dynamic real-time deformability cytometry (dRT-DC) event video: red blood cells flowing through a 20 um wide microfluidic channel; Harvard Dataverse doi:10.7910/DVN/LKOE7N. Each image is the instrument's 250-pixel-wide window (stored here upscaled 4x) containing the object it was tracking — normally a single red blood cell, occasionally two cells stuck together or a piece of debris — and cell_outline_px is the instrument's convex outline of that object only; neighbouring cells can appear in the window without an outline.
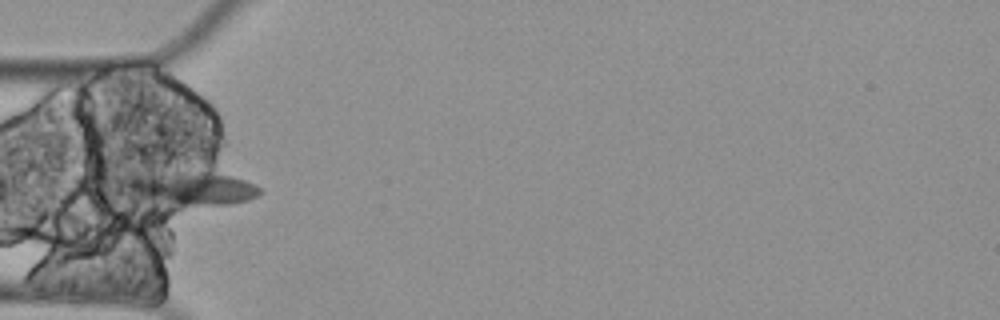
{"species": "Egyptian fruit bat (a non-hibernating species)", "species_latin": "Rousettus aegyptiacus", "temperature_condition": "cold", "stored_images_in_passage": 1, "camera_frame_rate_fps": 3000, "um_per_image_px": 0.085, "animal": {"sex": "female"}, "frame": {"image": 1, "passage_image": 1, "time_ms": 0.0, "image_size_px": [1000, 320], "cell_outline_px": [[264, 192], [248, 200], [228, 204], [176, 208], [140, 196], [124, 188], [124, 184], [128, 180], [168, 172], [204, 172], [228, 176], [244, 180], [260, 188]], "centroid_in_image_um": [16.38, 16.07], "position_along_channel_um": 68.6, "area_um2": 25.61}}